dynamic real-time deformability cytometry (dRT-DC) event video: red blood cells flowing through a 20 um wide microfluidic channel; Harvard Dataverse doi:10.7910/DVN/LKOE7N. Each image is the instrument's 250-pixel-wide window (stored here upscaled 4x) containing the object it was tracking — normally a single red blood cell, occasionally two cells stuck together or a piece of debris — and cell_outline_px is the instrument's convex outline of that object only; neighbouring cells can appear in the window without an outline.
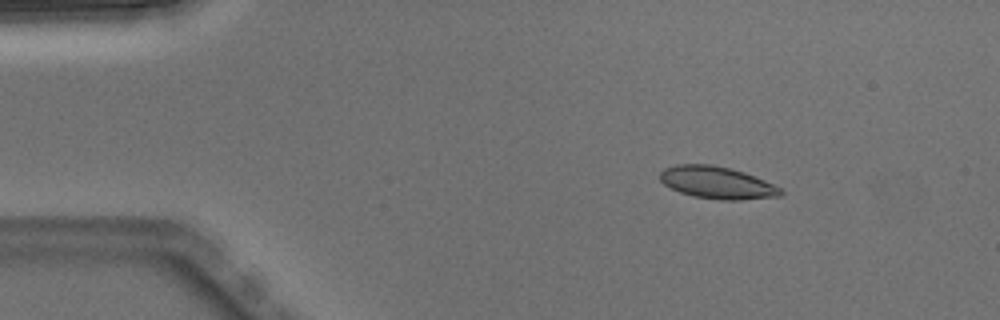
{"species": "Egyptian fruit bat (a non-hibernating species)", "species_latin": "Rousettus aegyptiacus", "temperature_condition": "warm", "stored_images_in_passage": 4, "camera_frame_rate_fps": 3000, "um_per_image_px": 0.085, "animal": {"sex": "male"}, "frame": {"image": 1, "passage_image": 2, "time_ms": 0.333, "image_size_px": [1000, 320], "cell_outline_px": [[784, 192], [780, 196], [740, 200], [720, 200], [692, 196], [680, 192], [664, 184], [660, 180], [660, 172], [664, 168], [676, 164], [712, 164], [744, 172], [764, 180], [780, 188]], "centroid_in_image_um": [60.93, 15.52], "position_along_channel_um": 24.1, "area_um2": 22.6}}